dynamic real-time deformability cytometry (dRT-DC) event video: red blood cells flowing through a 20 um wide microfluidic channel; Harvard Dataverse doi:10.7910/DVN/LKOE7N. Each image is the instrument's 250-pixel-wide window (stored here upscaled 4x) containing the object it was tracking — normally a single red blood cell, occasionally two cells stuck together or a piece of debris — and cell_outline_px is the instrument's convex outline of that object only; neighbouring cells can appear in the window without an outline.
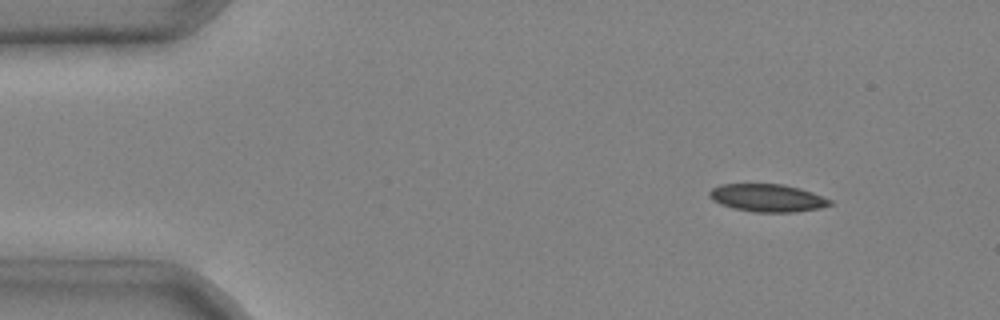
{"species": "common noctule bat (a hibernating species)", "species_latin": "Nyctalus noctula", "temperature_condition": "cold", "stored_images_in_passage": 3, "camera_frame_rate_fps": 3000, "um_per_image_px": 0.085, "animal": {"sex": "male", "body_mass_g": 20.4}, "frame": {"image": 1, "passage_image": 1, "time_ms": 0.0, "image_size_px": [1000, 320], "cell_outline_px": [[832, 204], [820, 208], [796, 212], [752, 212], [720, 204], [712, 200], [708, 196], [708, 192], [712, 188], [720, 184], [784, 184], [800, 188], [812, 192], [832, 200]], "centroid_in_image_um": [65.22, 16.82], "position_along_channel_um": 19.8, "area_um2": 19.54}}